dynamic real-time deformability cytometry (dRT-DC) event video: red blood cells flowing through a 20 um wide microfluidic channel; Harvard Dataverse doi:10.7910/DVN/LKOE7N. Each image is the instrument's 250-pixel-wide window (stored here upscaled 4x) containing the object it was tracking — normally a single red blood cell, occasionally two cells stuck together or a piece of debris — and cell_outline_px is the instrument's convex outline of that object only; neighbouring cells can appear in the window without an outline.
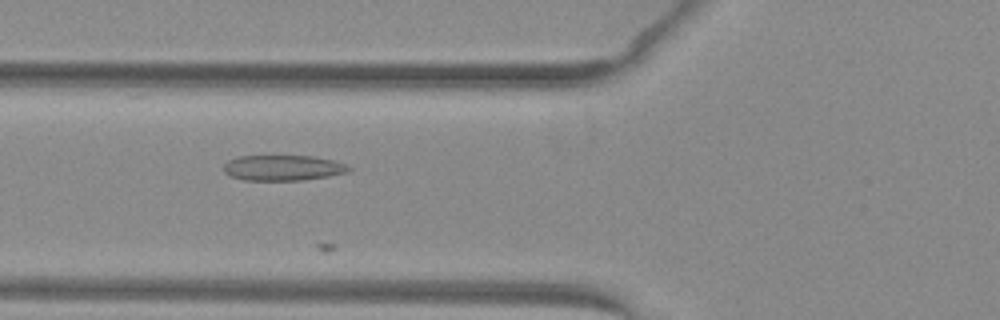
{"species": "common noctule bat (a hibernating species)", "species_latin": "Nyctalus noctula", "temperature_condition": "warm", "stored_images_in_passage": 28, "camera_frame_rate_fps": 3000, "um_per_image_px": 0.085, "animal": {"sex": "female", "body_mass_g": 29.2, "forearm_length_mm": 56.3}, "frame": {"image": 1, "passage_image": 21, "time_ms": 6.667, "image_size_px": [1000, 320], "cell_outline_px": [[352, 168], [348, 172], [328, 176], [304, 180], [244, 180], [228, 176], [224, 172], [224, 164], [228, 160], [236, 156], [312, 156], [332, 160], [344, 164]], "centroid_in_image_um": [24.0, 14.27], "position_along_channel_um": 101.8, "area_um2": 18.61}}